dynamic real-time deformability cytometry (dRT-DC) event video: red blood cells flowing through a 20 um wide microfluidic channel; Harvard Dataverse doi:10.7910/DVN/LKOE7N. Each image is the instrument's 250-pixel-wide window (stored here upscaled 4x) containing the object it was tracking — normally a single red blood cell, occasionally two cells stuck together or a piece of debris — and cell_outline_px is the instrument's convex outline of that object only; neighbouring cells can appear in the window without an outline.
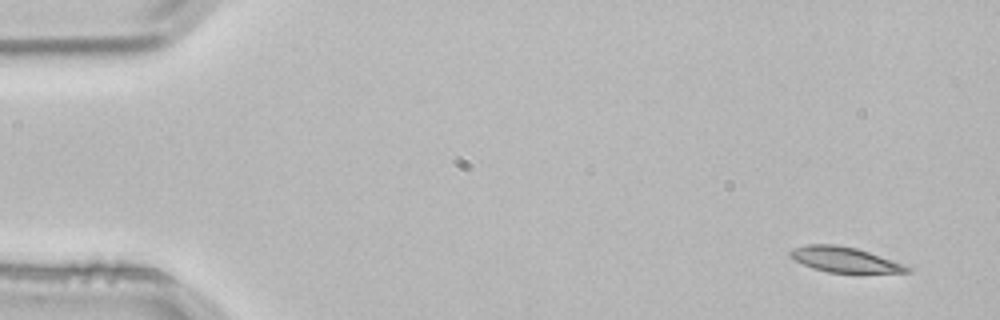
{"species": "common noctule bat (a hibernating species)", "species_latin": "Nyctalus noctula", "temperature_condition": "room temperature", "stored_images_in_passage": 4, "camera_frame_rate_fps": 3000, "um_per_image_px": 0.085, "animal": {"sex": "male", "body_mass_g": 21.5, "forearm_length_mm": 52.0}, "frame": {"image": 1, "passage_image": 1, "time_ms": 0.0, "image_size_px": [1000, 320], "cell_outline_px": [[912, 272], [828, 272], [812, 268], [788, 256], [788, 252], [796, 248], [808, 244], [836, 244], [856, 248], [868, 252], [912, 268]], "centroid_in_image_um": [71.74, 22.06], "position_along_channel_um": 13.3, "area_um2": 16.7}}
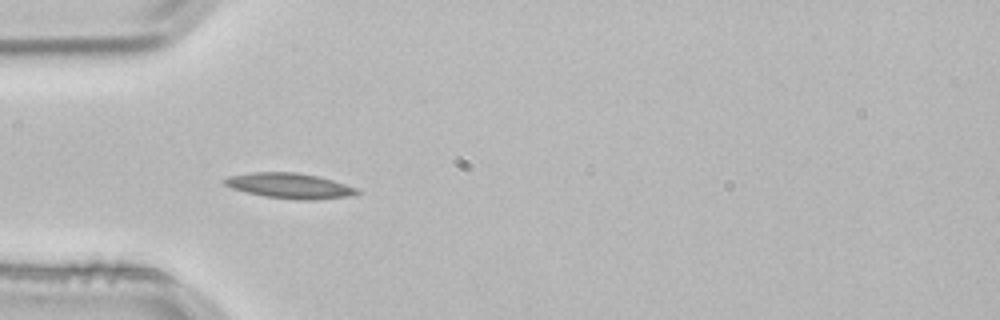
{"frame": {"image": 2, "passage_image": 4, "time_ms": 1.0, "image_size_px": [1000, 320], "cell_outline_px": [[360, 192], [348, 196], [312, 200], [296, 200], [264, 196], [232, 188], [224, 184], [220, 180], [228, 176], [252, 172], [296, 172], [316, 176], [332, 180], [356, 188]], "centroid_in_image_um": [24.56, 15.78], "position_along_channel_um": 60.4, "area_um2": 19.36}}